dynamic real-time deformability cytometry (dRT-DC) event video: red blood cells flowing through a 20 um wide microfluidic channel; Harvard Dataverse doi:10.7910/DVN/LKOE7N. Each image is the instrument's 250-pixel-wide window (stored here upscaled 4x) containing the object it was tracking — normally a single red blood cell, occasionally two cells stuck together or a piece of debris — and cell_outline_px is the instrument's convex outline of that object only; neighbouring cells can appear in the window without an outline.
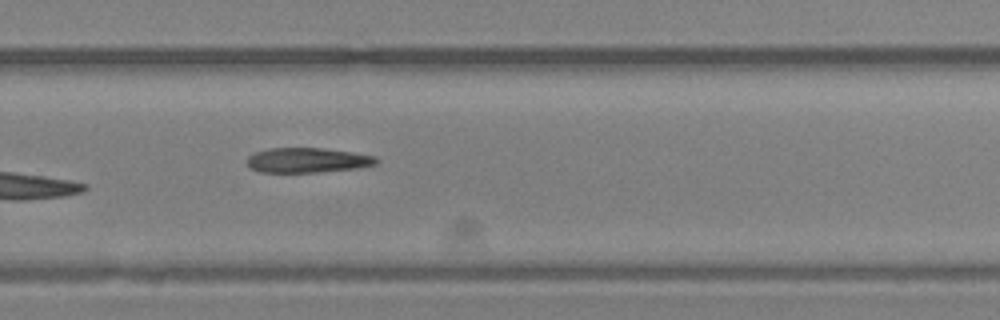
{"species": "Egyptian fruit bat (a non-hibernating species)", "species_latin": "Rousettus aegyptiacus", "temperature_condition": "room temperature", "stored_images_in_passage": 18, "camera_frame_rate_fps": 3000, "um_per_image_px": 0.085, "animal": {"sex": "female"}, "frame": {"image": 1, "passage_image": 18, "time_ms": 5.667, "image_size_px": [1000, 320], "cell_outline_px": [[380, 160], [376, 164], [356, 168], [320, 172], [260, 172], [252, 168], [248, 164], [248, 156], [256, 152], [268, 148], [324, 148], [352, 152], [376, 156]], "centroid_in_image_um": [26.17, 13.61], "position_along_channel_um": 303.6, "area_um2": 18.67}}